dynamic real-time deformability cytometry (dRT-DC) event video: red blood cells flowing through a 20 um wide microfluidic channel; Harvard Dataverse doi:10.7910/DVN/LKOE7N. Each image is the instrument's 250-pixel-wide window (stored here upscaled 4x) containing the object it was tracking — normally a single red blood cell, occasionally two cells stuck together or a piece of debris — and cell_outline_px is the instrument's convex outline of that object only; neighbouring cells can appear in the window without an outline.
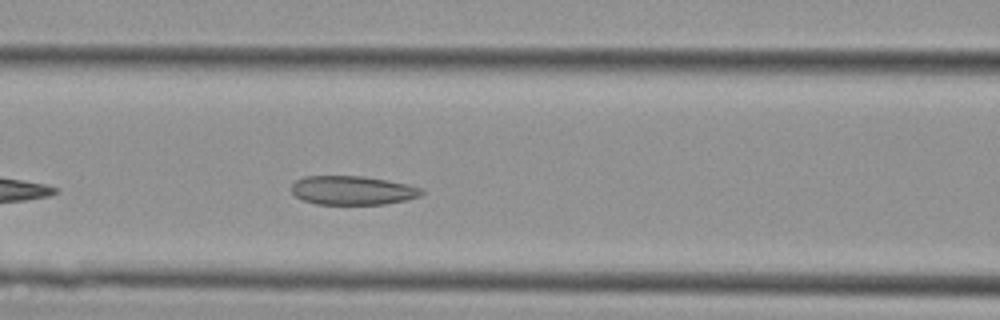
{"species": "Egyptian fruit bat (a non-hibernating species)", "species_latin": "Rousettus aegyptiacus", "temperature_condition": "cold", "stored_images_in_passage": 31, "camera_frame_rate_fps": 3000, "um_per_image_px": 0.085, "animal": {"sex": "female"}, "frame": {"image": 1, "passage_image": 7, "time_ms": 2.0, "image_size_px": [1000, 320], "cell_outline_px": [[424, 192], [420, 196], [404, 200], [384, 204], [316, 204], [304, 200], [296, 196], [292, 192], [292, 184], [296, 180], [304, 176], [364, 176], [388, 180], [408, 184], [424, 188]], "centroid_in_image_um": [29.99, 16.17], "position_along_channel_um": 136.6, "area_um2": 21.96}}
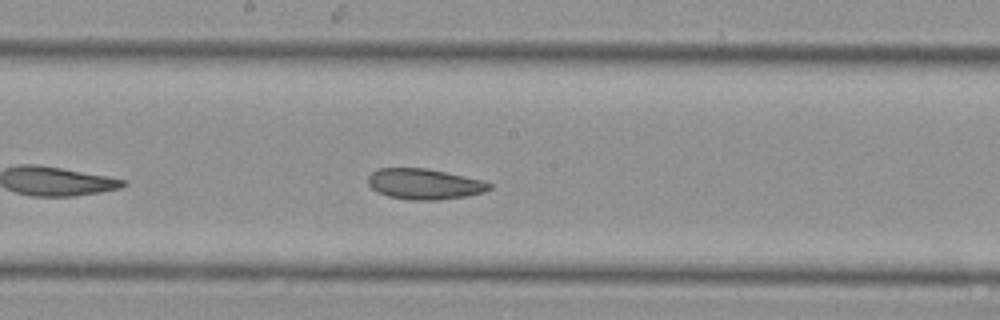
{"frame": {"image": 2, "passage_image": 12, "time_ms": 3.667, "image_size_px": [1000, 320], "cell_outline_px": [[492, 188], [484, 192], [468, 196], [440, 200], [408, 200], [388, 196], [376, 192], [368, 184], [368, 176], [372, 172], [380, 168], [424, 168], [484, 180], [492, 184]], "centroid_in_image_um": [36.08, 15.65], "position_along_channel_um": 212.1, "area_um2": 21.79}}
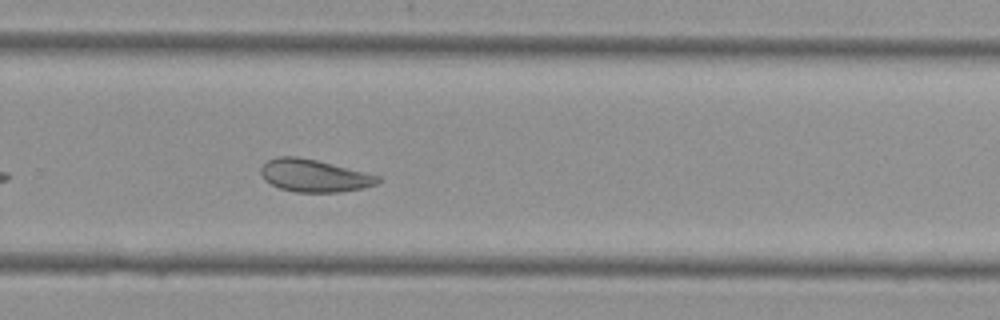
{"frame": {"image": 3, "passage_image": 18, "time_ms": 5.667, "image_size_px": [1000, 320], "cell_outline_px": [[380, 180], [376, 184], [364, 188], [340, 192], [296, 192], [280, 188], [264, 180], [260, 172], [260, 168], [268, 160], [276, 156], [296, 156], [316, 160], [380, 176]], "centroid_in_image_um": [26.68, 14.93], "position_along_channel_um": 303.1, "area_um2": 22.02}}